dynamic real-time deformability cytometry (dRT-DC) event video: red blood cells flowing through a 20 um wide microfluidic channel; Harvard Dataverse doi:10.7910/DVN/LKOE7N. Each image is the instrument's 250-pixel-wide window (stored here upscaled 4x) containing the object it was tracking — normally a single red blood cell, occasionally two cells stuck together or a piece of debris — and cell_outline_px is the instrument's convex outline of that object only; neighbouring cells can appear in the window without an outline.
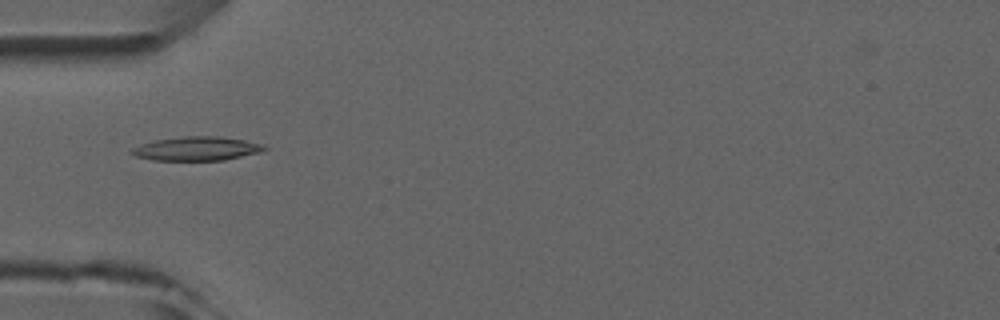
{"species": "common noctule bat (a hibernating species)", "species_latin": "Nyctalus noctula", "temperature_condition": "room temperature", "stored_images_in_passage": 6, "camera_frame_rate_fps": 3000, "um_per_image_px": 0.085, "animal": {"sex": "male", "forearm_length_mm": 52.5}, "frame": {"image": 1, "passage_image": 5, "time_ms": 4.667, "image_size_px": [1000, 320], "cell_outline_px": [[268, 148], [260, 152], [224, 160], [152, 160], [136, 156], [128, 152], [132, 148], [140, 144], [156, 140], [184, 136], [220, 136], [244, 140], [264, 144]], "centroid_in_image_um": [16.72, 12.63], "position_along_channel_um": 68.3, "area_um2": 18.5}}
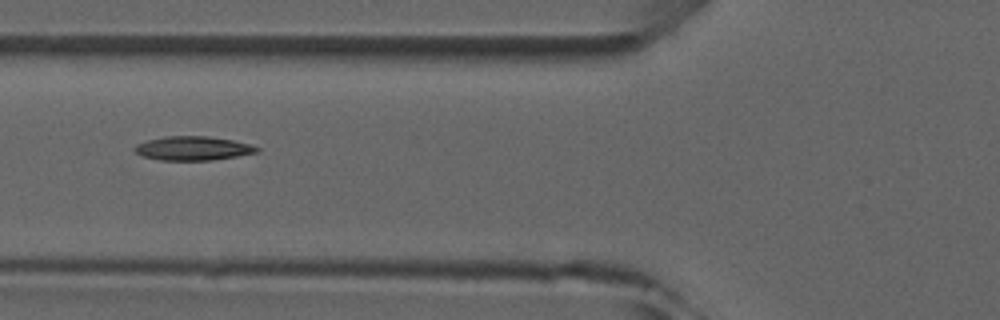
{"frame": {"image": 2, "passage_image": 6, "time_ms": 5.667, "image_size_px": [1000, 320], "cell_outline_px": [[260, 148], [256, 152], [236, 156], [212, 160], [160, 160], [144, 156], [136, 152], [132, 148], [136, 144], [144, 140], [164, 136], [208, 136], [232, 140], [248, 144]], "centroid_in_image_um": [16.33, 12.6], "position_along_channel_um": 109.5, "area_um2": 16.99}}